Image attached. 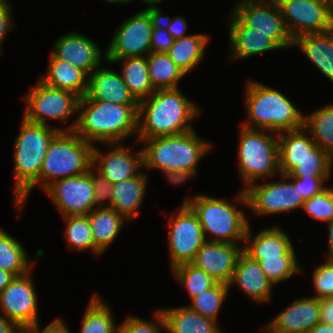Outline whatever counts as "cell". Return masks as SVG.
Returning <instances> with one entry per match:
<instances>
[{"label":"cell","instance_id":"obj_21","mask_svg":"<svg viewBox=\"0 0 333 333\" xmlns=\"http://www.w3.org/2000/svg\"><path fill=\"white\" fill-rule=\"evenodd\" d=\"M229 22V43L231 60L244 59L256 56L272 50L281 49L266 34H261L257 30L247 27L233 12ZM232 17V18H231Z\"/></svg>","mask_w":333,"mask_h":333},{"label":"cell","instance_id":"obj_19","mask_svg":"<svg viewBox=\"0 0 333 333\" xmlns=\"http://www.w3.org/2000/svg\"><path fill=\"white\" fill-rule=\"evenodd\" d=\"M51 52L56 58L70 62L88 76L102 66L105 52L90 37L76 32H69L54 42ZM103 54V55H102Z\"/></svg>","mask_w":333,"mask_h":333},{"label":"cell","instance_id":"obj_58","mask_svg":"<svg viewBox=\"0 0 333 333\" xmlns=\"http://www.w3.org/2000/svg\"><path fill=\"white\" fill-rule=\"evenodd\" d=\"M105 1H107L108 3L110 2V3H115V4H127V3H130V2H133L134 0H105Z\"/></svg>","mask_w":333,"mask_h":333},{"label":"cell","instance_id":"obj_40","mask_svg":"<svg viewBox=\"0 0 333 333\" xmlns=\"http://www.w3.org/2000/svg\"><path fill=\"white\" fill-rule=\"evenodd\" d=\"M332 165L333 158L316 146L286 176H330Z\"/></svg>","mask_w":333,"mask_h":333},{"label":"cell","instance_id":"obj_4","mask_svg":"<svg viewBox=\"0 0 333 333\" xmlns=\"http://www.w3.org/2000/svg\"><path fill=\"white\" fill-rule=\"evenodd\" d=\"M248 120L241 125L279 134L304 127V114L280 91L258 81H248L245 91Z\"/></svg>","mask_w":333,"mask_h":333},{"label":"cell","instance_id":"obj_43","mask_svg":"<svg viewBox=\"0 0 333 333\" xmlns=\"http://www.w3.org/2000/svg\"><path fill=\"white\" fill-rule=\"evenodd\" d=\"M154 316L155 321L151 322L137 316H127L119 325V333H161L163 329L166 331L163 315L159 309L154 312Z\"/></svg>","mask_w":333,"mask_h":333},{"label":"cell","instance_id":"obj_38","mask_svg":"<svg viewBox=\"0 0 333 333\" xmlns=\"http://www.w3.org/2000/svg\"><path fill=\"white\" fill-rule=\"evenodd\" d=\"M171 271L173 277L188 291L190 300L217 283L205 271L197 268L192 263L178 265Z\"/></svg>","mask_w":333,"mask_h":333},{"label":"cell","instance_id":"obj_35","mask_svg":"<svg viewBox=\"0 0 333 333\" xmlns=\"http://www.w3.org/2000/svg\"><path fill=\"white\" fill-rule=\"evenodd\" d=\"M28 254L16 238L0 228V269L12 273L15 277L32 270L35 262L30 263Z\"/></svg>","mask_w":333,"mask_h":333},{"label":"cell","instance_id":"obj_55","mask_svg":"<svg viewBox=\"0 0 333 333\" xmlns=\"http://www.w3.org/2000/svg\"><path fill=\"white\" fill-rule=\"evenodd\" d=\"M309 333H333V325L319 322L309 331Z\"/></svg>","mask_w":333,"mask_h":333},{"label":"cell","instance_id":"obj_54","mask_svg":"<svg viewBox=\"0 0 333 333\" xmlns=\"http://www.w3.org/2000/svg\"><path fill=\"white\" fill-rule=\"evenodd\" d=\"M15 276L5 270L0 269V293L11 283Z\"/></svg>","mask_w":333,"mask_h":333},{"label":"cell","instance_id":"obj_52","mask_svg":"<svg viewBox=\"0 0 333 333\" xmlns=\"http://www.w3.org/2000/svg\"><path fill=\"white\" fill-rule=\"evenodd\" d=\"M320 322L333 325V297L320 299Z\"/></svg>","mask_w":333,"mask_h":333},{"label":"cell","instance_id":"obj_56","mask_svg":"<svg viewBox=\"0 0 333 333\" xmlns=\"http://www.w3.org/2000/svg\"><path fill=\"white\" fill-rule=\"evenodd\" d=\"M328 226V258H333V220L327 222Z\"/></svg>","mask_w":333,"mask_h":333},{"label":"cell","instance_id":"obj_20","mask_svg":"<svg viewBox=\"0 0 333 333\" xmlns=\"http://www.w3.org/2000/svg\"><path fill=\"white\" fill-rule=\"evenodd\" d=\"M320 322V300L314 297L296 299L267 324L266 333H309Z\"/></svg>","mask_w":333,"mask_h":333},{"label":"cell","instance_id":"obj_22","mask_svg":"<svg viewBox=\"0 0 333 333\" xmlns=\"http://www.w3.org/2000/svg\"><path fill=\"white\" fill-rule=\"evenodd\" d=\"M250 227L246 232L244 252L253 260L259 262L263 258L297 256L289 235L279 226L263 228L255 237Z\"/></svg>","mask_w":333,"mask_h":333},{"label":"cell","instance_id":"obj_48","mask_svg":"<svg viewBox=\"0 0 333 333\" xmlns=\"http://www.w3.org/2000/svg\"><path fill=\"white\" fill-rule=\"evenodd\" d=\"M158 19L165 25L167 31L174 39L189 35L188 33H185L187 31L188 25L183 17L176 16L171 19L168 16L163 15L162 11L159 9Z\"/></svg>","mask_w":333,"mask_h":333},{"label":"cell","instance_id":"obj_10","mask_svg":"<svg viewBox=\"0 0 333 333\" xmlns=\"http://www.w3.org/2000/svg\"><path fill=\"white\" fill-rule=\"evenodd\" d=\"M36 84L23 97L26 105L22 117L27 121L50 126L48 118L65 122L78 113L80 96L68 90L49 87L39 79Z\"/></svg>","mask_w":333,"mask_h":333},{"label":"cell","instance_id":"obj_13","mask_svg":"<svg viewBox=\"0 0 333 333\" xmlns=\"http://www.w3.org/2000/svg\"><path fill=\"white\" fill-rule=\"evenodd\" d=\"M169 225L168 249L171 270L181 264L191 263L197 251L207 241L202 226L188 205H181L176 216H171Z\"/></svg>","mask_w":333,"mask_h":333},{"label":"cell","instance_id":"obj_1","mask_svg":"<svg viewBox=\"0 0 333 333\" xmlns=\"http://www.w3.org/2000/svg\"><path fill=\"white\" fill-rule=\"evenodd\" d=\"M64 131H74L93 145L95 142H123L137 134L138 105H121L81 97L78 115Z\"/></svg>","mask_w":333,"mask_h":333},{"label":"cell","instance_id":"obj_34","mask_svg":"<svg viewBox=\"0 0 333 333\" xmlns=\"http://www.w3.org/2000/svg\"><path fill=\"white\" fill-rule=\"evenodd\" d=\"M95 292L84 312L80 333H119L111 307Z\"/></svg>","mask_w":333,"mask_h":333},{"label":"cell","instance_id":"obj_31","mask_svg":"<svg viewBox=\"0 0 333 333\" xmlns=\"http://www.w3.org/2000/svg\"><path fill=\"white\" fill-rule=\"evenodd\" d=\"M107 63L123 62L121 77L134 98L140 102L148 98L155 89L148 74L147 56L125 57L116 60H105Z\"/></svg>","mask_w":333,"mask_h":333},{"label":"cell","instance_id":"obj_30","mask_svg":"<svg viewBox=\"0 0 333 333\" xmlns=\"http://www.w3.org/2000/svg\"><path fill=\"white\" fill-rule=\"evenodd\" d=\"M95 246L104 253L121 232L124 216L112 208H94L88 215Z\"/></svg>","mask_w":333,"mask_h":333},{"label":"cell","instance_id":"obj_44","mask_svg":"<svg viewBox=\"0 0 333 333\" xmlns=\"http://www.w3.org/2000/svg\"><path fill=\"white\" fill-rule=\"evenodd\" d=\"M325 261L313 270L312 283L316 293L312 297L319 300L333 297V262L329 258Z\"/></svg>","mask_w":333,"mask_h":333},{"label":"cell","instance_id":"obj_42","mask_svg":"<svg viewBox=\"0 0 333 333\" xmlns=\"http://www.w3.org/2000/svg\"><path fill=\"white\" fill-rule=\"evenodd\" d=\"M305 212L313 219L322 222L333 220V186L329 185L320 193L305 200L303 207Z\"/></svg>","mask_w":333,"mask_h":333},{"label":"cell","instance_id":"obj_24","mask_svg":"<svg viewBox=\"0 0 333 333\" xmlns=\"http://www.w3.org/2000/svg\"><path fill=\"white\" fill-rule=\"evenodd\" d=\"M236 285L245 295L259 303L271 299L273 283L266 277L258 261L253 260L244 251L240 255L229 288Z\"/></svg>","mask_w":333,"mask_h":333},{"label":"cell","instance_id":"obj_6","mask_svg":"<svg viewBox=\"0 0 333 333\" xmlns=\"http://www.w3.org/2000/svg\"><path fill=\"white\" fill-rule=\"evenodd\" d=\"M182 205H188L196 214L207 241L244 245L241 243L245 242L250 224L245 212L236 204L199 194L187 198Z\"/></svg>","mask_w":333,"mask_h":333},{"label":"cell","instance_id":"obj_3","mask_svg":"<svg viewBox=\"0 0 333 333\" xmlns=\"http://www.w3.org/2000/svg\"><path fill=\"white\" fill-rule=\"evenodd\" d=\"M20 132L14 146V208L27 201L30 192L39 185L42 162L52 139L64 129L36 124L21 118Z\"/></svg>","mask_w":333,"mask_h":333},{"label":"cell","instance_id":"obj_33","mask_svg":"<svg viewBox=\"0 0 333 333\" xmlns=\"http://www.w3.org/2000/svg\"><path fill=\"white\" fill-rule=\"evenodd\" d=\"M148 74L155 90L177 89L185 73L170 58L168 53L147 55Z\"/></svg>","mask_w":333,"mask_h":333},{"label":"cell","instance_id":"obj_14","mask_svg":"<svg viewBox=\"0 0 333 333\" xmlns=\"http://www.w3.org/2000/svg\"><path fill=\"white\" fill-rule=\"evenodd\" d=\"M31 272L16 276L0 293V314L24 331L39 321L38 295Z\"/></svg>","mask_w":333,"mask_h":333},{"label":"cell","instance_id":"obj_7","mask_svg":"<svg viewBox=\"0 0 333 333\" xmlns=\"http://www.w3.org/2000/svg\"><path fill=\"white\" fill-rule=\"evenodd\" d=\"M94 145L84 141L74 131H60L51 141L39 174L44 190L52 182L82 175L93 163Z\"/></svg>","mask_w":333,"mask_h":333},{"label":"cell","instance_id":"obj_17","mask_svg":"<svg viewBox=\"0 0 333 333\" xmlns=\"http://www.w3.org/2000/svg\"><path fill=\"white\" fill-rule=\"evenodd\" d=\"M104 145L112 149L105 153L94 146L92 166L112 185L142 172L141 170L144 168L142 149L133 153L132 150L130 151V147H125L123 142L104 143Z\"/></svg>","mask_w":333,"mask_h":333},{"label":"cell","instance_id":"obj_25","mask_svg":"<svg viewBox=\"0 0 333 333\" xmlns=\"http://www.w3.org/2000/svg\"><path fill=\"white\" fill-rule=\"evenodd\" d=\"M147 175L143 171L127 180L113 184L111 208L124 216L128 222L134 220L147 190Z\"/></svg>","mask_w":333,"mask_h":333},{"label":"cell","instance_id":"obj_29","mask_svg":"<svg viewBox=\"0 0 333 333\" xmlns=\"http://www.w3.org/2000/svg\"><path fill=\"white\" fill-rule=\"evenodd\" d=\"M304 127L278 134L279 169L288 174L317 145Z\"/></svg>","mask_w":333,"mask_h":333},{"label":"cell","instance_id":"obj_18","mask_svg":"<svg viewBox=\"0 0 333 333\" xmlns=\"http://www.w3.org/2000/svg\"><path fill=\"white\" fill-rule=\"evenodd\" d=\"M243 251L244 245L206 241L191 263L215 281L228 285Z\"/></svg>","mask_w":333,"mask_h":333},{"label":"cell","instance_id":"obj_5","mask_svg":"<svg viewBox=\"0 0 333 333\" xmlns=\"http://www.w3.org/2000/svg\"><path fill=\"white\" fill-rule=\"evenodd\" d=\"M144 144L143 169L159 171H198V162L212 149V144L200 138L195 129L177 135L151 139H136Z\"/></svg>","mask_w":333,"mask_h":333},{"label":"cell","instance_id":"obj_26","mask_svg":"<svg viewBox=\"0 0 333 333\" xmlns=\"http://www.w3.org/2000/svg\"><path fill=\"white\" fill-rule=\"evenodd\" d=\"M49 58L47 72L39 80L49 87L68 90L84 97L88 89V75L52 53Z\"/></svg>","mask_w":333,"mask_h":333},{"label":"cell","instance_id":"obj_9","mask_svg":"<svg viewBox=\"0 0 333 333\" xmlns=\"http://www.w3.org/2000/svg\"><path fill=\"white\" fill-rule=\"evenodd\" d=\"M281 180L268 183H253L236 196L235 201L247 205L255 215H273L302 208L305 202L298 186L286 176Z\"/></svg>","mask_w":333,"mask_h":333},{"label":"cell","instance_id":"obj_37","mask_svg":"<svg viewBox=\"0 0 333 333\" xmlns=\"http://www.w3.org/2000/svg\"><path fill=\"white\" fill-rule=\"evenodd\" d=\"M66 222L64 237L70 250H90L93 255L101 256L102 252L95 246L94 238L87 215L63 216Z\"/></svg>","mask_w":333,"mask_h":333},{"label":"cell","instance_id":"obj_16","mask_svg":"<svg viewBox=\"0 0 333 333\" xmlns=\"http://www.w3.org/2000/svg\"><path fill=\"white\" fill-rule=\"evenodd\" d=\"M247 27L266 34L281 49L293 47L280 8L276 2H238L231 10Z\"/></svg>","mask_w":333,"mask_h":333},{"label":"cell","instance_id":"obj_60","mask_svg":"<svg viewBox=\"0 0 333 333\" xmlns=\"http://www.w3.org/2000/svg\"><path fill=\"white\" fill-rule=\"evenodd\" d=\"M7 0H0V11L8 4Z\"/></svg>","mask_w":333,"mask_h":333},{"label":"cell","instance_id":"obj_11","mask_svg":"<svg viewBox=\"0 0 333 333\" xmlns=\"http://www.w3.org/2000/svg\"><path fill=\"white\" fill-rule=\"evenodd\" d=\"M158 10L145 9L130 16L118 27L105 51V60L147 56L150 53L152 28Z\"/></svg>","mask_w":333,"mask_h":333},{"label":"cell","instance_id":"obj_59","mask_svg":"<svg viewBox=\"0 0 333 333\" xmlns=\"http://www.w3.org/2000/svg\"><path fill=\"white\" fill-rule=\"evenodd\" d=\"M253 2V1H264V2H276V0H239V2Z\"/></svg>","mask_w":333,"mask_h":333},{"label":"cell","instance_id":"obj_12","mask_svg":"<svg viewBox=\"0 0 333 333\" xmlns=\"http://www.w3.org/2000/svg\"><path fill=\"white\" fill-rule=\"evenodd\" d=\"M277 4L293 40L333 29V0H280Z\"/></svg>","mask_w":333,"mask_h":333},{"label":"cell","instance_id":"obj_23","mask_svg":"<svg viewBox=\"0 0 333 333\" xmlns=\"http://www.w3.org/2000/svg\"><path fill=\"white\" fill-rule=\"evenodd\" d=\"M88 99L102 100L121 105H139L130 93L121 74L111 68L98 67L88 76Z\"/></svg>","mask_w":333,"mask_h":333},{"label":"cell","instance_id":"obj_45","mask_svg":"<svg viewBox=\"0 0 333 333\" xmlns=\"http://www.w3.org/2000/svg\"><path fill=\"white\" fill-rule=\"evenodd\" d=\"M89 172L93 180L95 207L98 206L97 208H111L113 185L93 166L89 169Z\"/></svg>","mask_w":333,"mask_h":333},{"label":"cell","instance_id":"obj_47","mask_svg":"<svg viewBox=\"0 0 333 333\" xmlns=\"http://www.w3.org/2000/svg\"><path fill=\"white\" fill-rule=\"evenodd\" d=\"M173 42L174 38L158 19L152 28L150 53H168Z\"/></svg>","mask_w":333,"mask_h":333},{"label":"cell","instance_id":"obj_53","mask_svg":"<svg viewBox=\"0 0 333 333\" xmlns=\"http://www.w3.org/2000/svg\"><path fill=\"white\" fill-rule=\"evenodd\" d=\"M0 333H24L15 322L0 314Z\"/></svg>","mask_w":333,"mask_h":333},{"label":"cell","instance_id":"obj_32","mask_svg":"<svg viewBox=\"0 0 333 333\" xmlns=\"http://www.w3.org/2000/svg\"><path fill=\"white\" fill-rule=\"evenodd\" d=\"M209 40L208 35L199 33L174 39L168 55L187 74L203 59Z\"/></svg>","mask_w":333,"mask_h":333},{"label":"cell","instance_id":"obj_41","mask_svg":"<svg viewBox=\"0 0 333 333\" xmlns=\"http://www.w3.org/2000/svg\"><path fill=\"white\" fill-rule=\"evenodd\" d=\"M259 264L266 277L274 286L291 278L294 274L296 275L303 271L296 256L263 258V260L259 261Z\"/></svg>","mask_w":333,"mask_h":333},{"label":"cell","instance_id":"obj_46","mask_svg":"<svg viewBox=\"0 0 333 333\" xmlns=\"http://www.w3.org/2000/svg\"><path fill=\"white\" fill-rule=\"evenodd\" d=\"M287 177L294 183V186H298V191L304 200H308L324 190L327 187L325 182L330 178V176Z\"/></svg>","mask_w":333,"mask_h":333},{"label":"cell","instance_id":"obj_15","mask_svg":"<svg viewBox=\"0 0 333 333\" xmlns=\"http://www.w3.org/2000/svg\"><path fill=\"white\" fill-rule=\"evenodd\" d=\"M48 194L62 216L88 215L95 207L94 186L90 172L59 179L49 184Z\"/></svg>","mask_w":333,"mask_h":333},{"label":"cell","instance_id":"obj_2","mask_svg":"<svg viewBox=\"0 0 333 333\" xmlns=\"http://www.w3.org/2000/svg\"><path fill=\"white\" fill-rule=\"evenodd\" d=\"M201 109L179 88L155 90L138 105L137 139L170 136L194 130L192 120Z\"/></svg>","mask_w":333,"mask_h":333},{"label":"cell","instance_id":"obj_27","mask_svg":"<svg viewBox=\"0 0 333 333\" xmlns=\"http://www.w3.org/2000/svg\"><path fill=\"white\" fill-rule=\"evenodd\" d=\"M304 55L333 83V29L324 33L301 35L293 40Z\"/></svg>","mask_w":333,"mask_h":333},{"label":"cell","instance_id":"obj_51","mask_svg":"<svg viewBox=\"0 0 333 333\" xmlns=\"http://www.w3.org/2000/svg\"><path fill=\"white\" fill-rule=\"evenodd\" d=\"M166 179L169 180L168 182H171L175 185H180L181 183L186 182V180L195 177L197 175L196 171H188V170H180V171H162Z\"/></svg>","mask_w":333,"mask_h":333},{"label":"cell","instance_id":"obj_36","mask_svg":"<svg viewBox=\"0 0 333 333\" xmlns=\"http://www.w3.org/2000/svg\"><path fill=\"white\" fill-rule=\"evenodd\" d=\"M304 128L317 146L333 158V104L304 116Z\"/></svg>","mask_w":333,"mask_h":333},{"label":"cell","instance_id":"obj_28","mask_svg":"<svg viewBox=\"0 0 333 333\" xmlns=\"http://www.w3.org/2000/svg\"><path fill=\"white\" fill-rule=\"evenodd\" d=\"M168 333H222L218 321L202 316L187 305L159 309Z\"/></svg>","mask_w":333,"mask_h":333},{"label":"cell","instance_id":"obj_49","mask_svg":"<svg viewBox=\"0 0 333 333\" xmlns=\"http://www.w3.org/2000/svg\"><path fill=\"white\" fill-rule=\"evenodd\" d=\"M24 333H71V331L61 318H55L44 329L40 328L38 321L36 324L28 327Z\"/></svg>","mask_w":333,"mask_h":333},{"label":"cell","instance_id":"obj_50","mask_svg":"<svg viewBox=\"0 0 333 333\" xmlns=\"http://www.w3.org/2000/svg\"><path fill=\"white\" fill-rule=\"evenodd\" d=\"M10 3H8L1 11H0V54L3 41L9 33V30L14 26L13 18H12V9Z\"/></svg>","mask_w":333,"mask_h":333},{"label":"cell","instance_id":"obj_57","mask_svg":"<svg viewBox=\"0 0 333 333\" xmlns=\"http://www.w3.org/2000/svg\"><path fill=\"white\" fill-rule=\"evenodd\" d=\"M143 4H147V9H154V10H159V3L163 2L164 0H141Z\"/></svg>","mask_w":333,"mask_h":333},{"label":"cell","instance_id":"obj_39","mask_svg":"<svg viewBox=\"0 0 333 333\" xmlns=\"http://www.w3.org/2000/svg\"><path fill=\"white\" fill-rule=\"evenodd\" d=\"M229 286L224 283L217 282L210 289L202 292L191 300V304L187 306L201 314L204 317L217 321L222 303H224L229 293Z\"/></svg>","mask_w":333,"mask_h":333},{"label":"cell","instance_id":"obj_8","mask_svg":"<svg viewBox=\"0 0 333 333\" xmlns=\"http://www.w3.org/2000/svg\"><path fill=\"white\" fill-rule=\"evenodd\" d=\"M240 129L237 163L245 190L260 178L281 174L279 146L278 134L272 136L267 133V130L247 128L242 125Z\"/></svg>","mask_w":333,"mask_h":333}]
</instances>
